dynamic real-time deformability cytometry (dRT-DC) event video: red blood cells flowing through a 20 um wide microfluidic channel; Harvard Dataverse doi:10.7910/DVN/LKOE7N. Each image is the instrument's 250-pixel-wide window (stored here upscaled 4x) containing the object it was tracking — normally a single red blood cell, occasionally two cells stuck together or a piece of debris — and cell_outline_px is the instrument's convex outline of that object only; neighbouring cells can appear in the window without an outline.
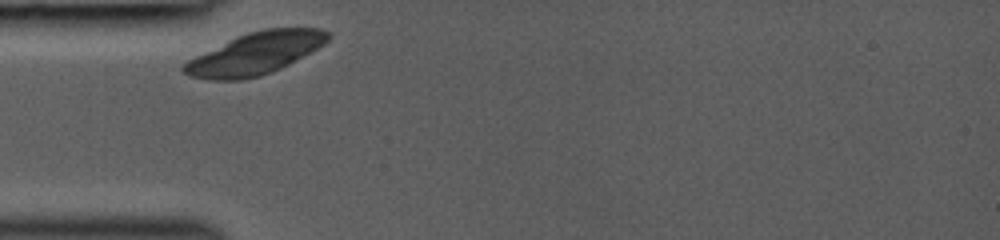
{"species": "common noctule bat (a hibernating species)", "species_latin": "Nyctalus noctula", "temperature_condition": "room temperature", "stored_images_in_passage": 26, "camera_frame_rate_fps": 3000, "um_per_image_px": 0.085, "animal": {"sex": "female", "body_mass_g": 19.0, "forearm_length_mm": 53.3}, "frame": {"image": 1, "passage_image": 1, "time_ms": 0.0, "image_size_px": [1000, 240], "cell_outline_px": [[332, 36], [324, 44], [288, 64], [280, 68], [260, 76], [240, 80], [208, 80], [192, 76], [184, 72], [180, 68], [188, 60], [236, 36], [248, 32], [264, 28], [320, 28], [328, 32]], "centroid_in_image_um": [21.7, 4.54], "position_along_channel_um": 63.3, "area_um2": 34.85}}
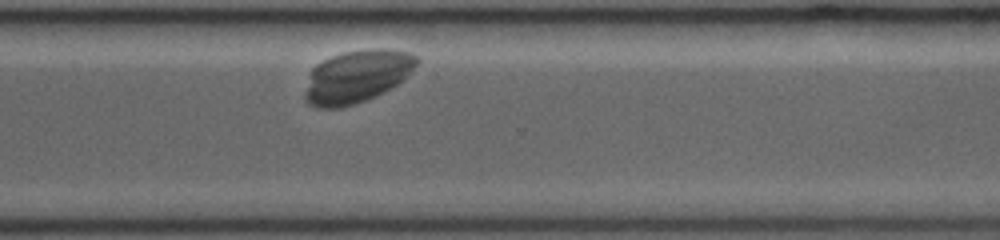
{"frame": {"image": 2, "passage_image": 22, "time_ms": 7.0, "image_size_px": [1000, 240], "cell_outline_px": [[420, 60], [396, 84], [376, 96], [352, 104], [336, 108], [316, 108], [308, 104], [304, 100], [304, 92], [312, 68], [316, 64], [332, 56], [344, 52], [376, 48], [384, 48], [412, 52], [420, 56]], "centroid_in_image_um": [30.3, 6.48], "position_along_channel_um": 340.3, "area_um2": 34.04}}